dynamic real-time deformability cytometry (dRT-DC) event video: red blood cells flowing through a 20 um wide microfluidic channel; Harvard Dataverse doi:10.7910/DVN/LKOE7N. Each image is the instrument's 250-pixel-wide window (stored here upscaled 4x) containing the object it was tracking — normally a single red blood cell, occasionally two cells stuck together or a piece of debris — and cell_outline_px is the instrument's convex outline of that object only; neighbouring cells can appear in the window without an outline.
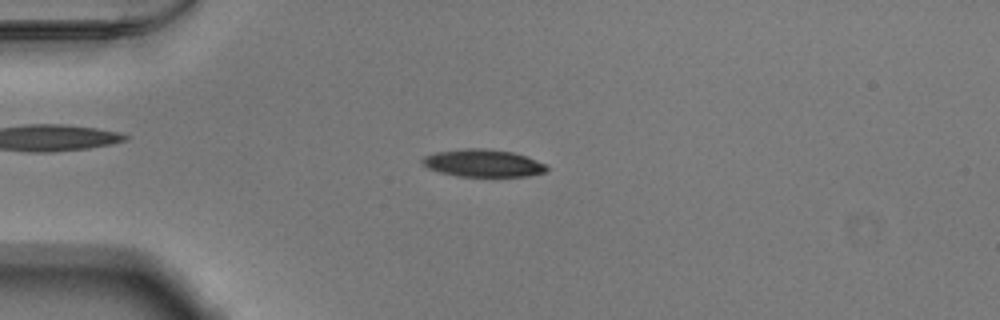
{"species": "Egyptian fruit bat (a non-hibernating species)", "species_latin": "Rousettus aegyptiacus", "temperature_condition": "warm", "stored_images_in_passage": 52, "camera_frame_rate_fps": 3000, "um_per_image_px": 0.085, "animal": {"sex": "male"}, "frame": {"image": 1, "passage_image": 13, "time_ms": 4.0, "image_size_px": [1000, 320], "cell_outline_px": [[548, 168], [544, 172], [528, 176], [456, 176], [440, 172], [428, 168], [420, 164], [420, 160], [424, 156], [436, 152], [464, 148], [484, 148], [512, 152], [524, 156], [544, 164]], "centroid_in_image_um": [40.98, 13.86], "position_along_channel_um": 44.0, "area_um2": 19.77}}
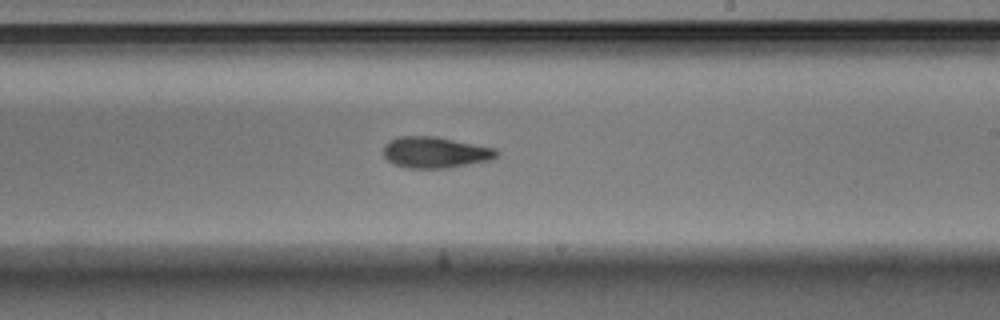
{"frame": {"image": 2, "passage_image": 31, "time_ms": 10.0, "image_size_px": [1000, 320], "cell_outline_px": [[500, 152], [492, 160], [444, 168], [408, 168], [392, 164], [384, 156], [384, 144], [388, 140], [396, 136], [436, 136], [496, 148]], "centroid_in_image_um": [36.98, 12.94], "position_along_channel_um": 252.0, "area_um2": 20.75}}
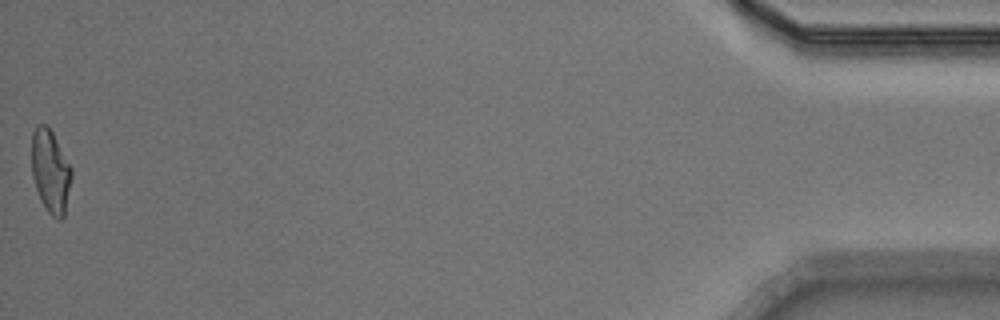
{"frame": {"image": 3, "passage_image": 52, "time_ms": 17.0, "image_size_px": [1000, 320], "cell_outline_px": [[72, 180], [64, 216], [60, 220], [56, 220], [48, 212], [40, 200], [32, 176], [32, 132], [36, 124], [44, 124], [52, 132], [72, 168]], "centroid_in_image_um": [4.3, 14.58], "position_along_channel_um": 430.9, "area_um2": 19.42}, "authors_computed_cell_mechanics": {"area_um2": 20.0277, "velocity_mm_per_s": 3.8723, "shape_relaxation_time_tau1_ms": 6.4067, "shape_relaxation_time_tau2_ms": 4.926, "deformation_change_tau1": 0.1836, "deformation_change_tau2": 0.1458}}